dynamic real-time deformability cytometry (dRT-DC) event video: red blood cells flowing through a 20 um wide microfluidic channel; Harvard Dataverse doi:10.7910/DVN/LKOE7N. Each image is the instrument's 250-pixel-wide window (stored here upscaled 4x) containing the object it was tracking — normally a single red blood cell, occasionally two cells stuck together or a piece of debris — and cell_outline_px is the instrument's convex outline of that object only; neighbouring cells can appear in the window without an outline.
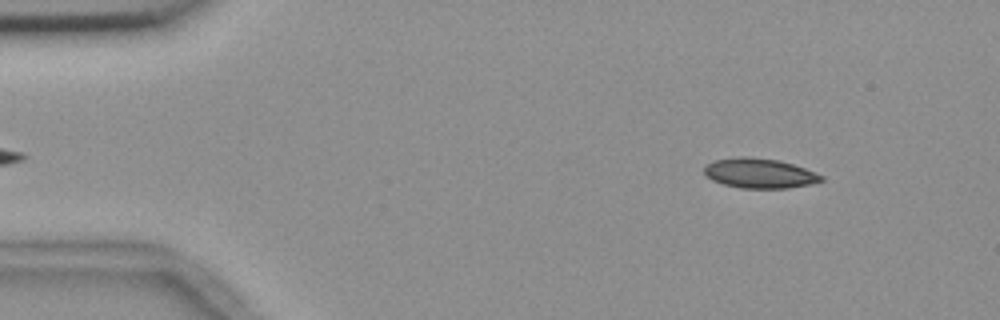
{"species": "common noctule bat (a hibernating species)", "species_latin": "Nyctalus noctula", "temperature_condition": "room temperature", "stored_images_in_passage": 54, "camera_frame_rate_fps": 3000, "um_per_image_px": 0.085, "animal": {"sex": "female", "body_mass_g": 18.4}, "frame": {"image": 1, "passage_image": 5, "time_ms": 1.333, "image_size_px": [1000, 320], "cell_outline_px": [[824, 180], [808, 184], [788, 188], [740, 188], [724, 184], [712, 180], [704, 176], [704, 164], [712, 160], [740, 156], [748, 156], [780, 160], [804, 168], [824, 176]], "centroid_in_image_um": [64.49, 14.71], "position_along_channel_um": 20.5, "area_um2": 20.52}}
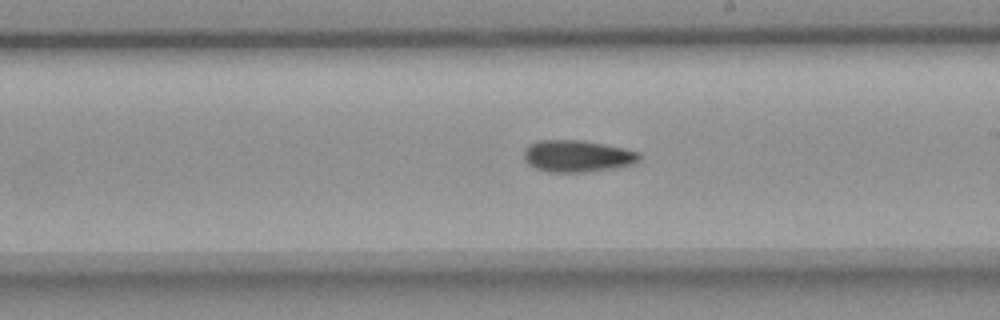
{"frame": {"image": 2, "passage_image": 30, "time_ms": 9.667, "image_size_px": [1000, 320], "cell_outline_px": [[640, 160], [632, 164], [616, 168], [584, 172], [548, 172], [536, 168], [528, 164], [524, 160], [524, 148], [528, 144], [536, 140], [580, 140], [624, 148], [640, 152]], "centroid_in_image_um": [49.04, 13.27], "position_along_channel_um": 240.0, "area_um2": 21.56}}
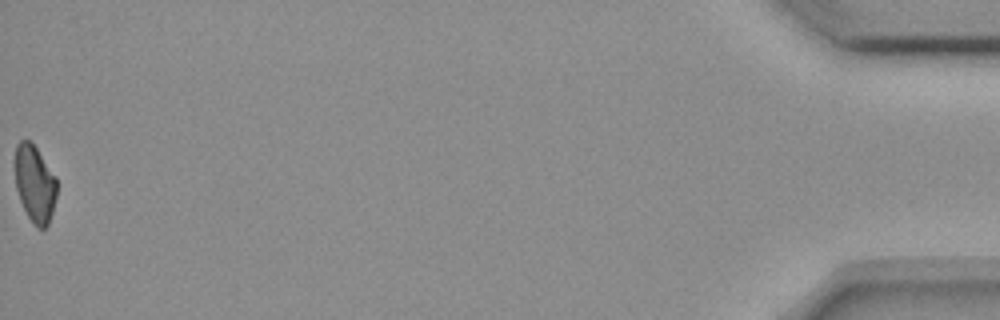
{"frame": {"image": 3, "passage_image": 54, "time_ms": 17.667, "image_size_px": [1000, 320], "cell_outline_px": [[56, 196], [52, 212], [48, 224], [44, 228], [36, 228], [32, 224], [20, 200], [16, 188], [12, 164], [12, 160], [16, 144], [20, 140], [28, 140], [36, 148], [56, 176]], "centroid_in_image_um": [2.9, 15.58], "position_along_channel_um": 432.3, "area_um2": 19.19}, "authors_computed_cell_mechanics": {"area_um2": 20.6924, "velocity_mm_per_s": 3.6567, "shape_relaxation_time_tau1_ms": null, "shape_relaxation_time_tau2_ms": 11.3721, "deformation_change_tau1": null, "deformation_change_tau2": 0.1721}}